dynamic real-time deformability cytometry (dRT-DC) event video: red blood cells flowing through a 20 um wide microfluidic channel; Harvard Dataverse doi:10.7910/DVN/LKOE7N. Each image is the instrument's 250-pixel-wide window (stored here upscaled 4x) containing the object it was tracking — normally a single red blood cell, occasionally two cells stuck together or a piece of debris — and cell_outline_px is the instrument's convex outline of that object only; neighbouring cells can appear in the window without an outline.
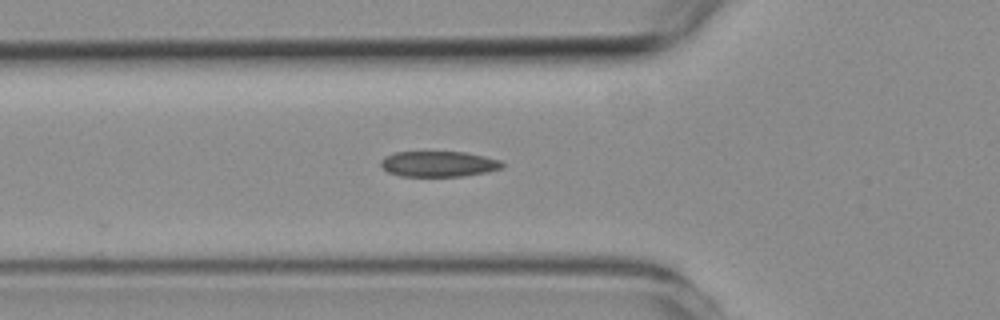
{"species": "common noctule bat (a hibernating species)", "species_latin": "Nyctalus noctula", "temperature_condition": "room temperature", "stored_images_in_passage": 4, "camera_frame_rate_fps": 3000, "um_per_image_px": 0.085, "animal": {"sex": "female", "body_mass_g": 19.3, "forearm_length_mm": 54.1}, "frame": {"image": 1, "passage_image": 4, "time_ms": 4.0, "image_size_px": [1000, 320], "cell_outline_px": [[504, 164], [500, 168], [488, 172], [464, 176], [400, 176], [388, 172], [380, 164], [380, 160], [384, 156], [396, 152], [464, 152], [484, 156], [500, 160]], "centroid_in_image_um": [37.26, 13.93], "position_along_channel_um": 88.5, "area_um2": 18.09}}